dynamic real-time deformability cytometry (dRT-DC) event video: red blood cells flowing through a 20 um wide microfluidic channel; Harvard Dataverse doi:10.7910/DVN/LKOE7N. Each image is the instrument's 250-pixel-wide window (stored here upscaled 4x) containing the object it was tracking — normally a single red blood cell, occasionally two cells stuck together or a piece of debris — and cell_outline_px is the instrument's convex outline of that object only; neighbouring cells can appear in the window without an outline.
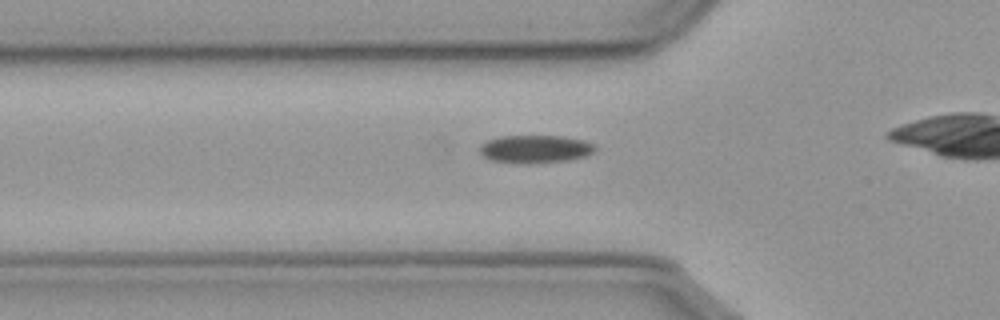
{"species": "common noctule bat (a hibernating species)", "species_latin": "Nyctalus noctula", "temperature_condition": "cold", "stored_images_in_passage": 32, "camera_frame_rate_fps": 3000, "um_per_image_px": 0.085, "animal": {"sex": "male", "body_mass_g": 23.1, "forearm_length_mm": 52.7}, "frame": {"image": 1, "passage_image": 5, "time_ms": 1.333, "image_size_px": [1000, 320], "cell_outline_px": [[596, 148], [592, 152], [584, 156], [564, 160], [492, 160], [484, 156], [480, 152], [480, 144], [488, 140], [500, 136], [564, 136], [584, 140], [592, 144]], "centroid_in_image_um": [45.5, 12.59], "position_along_channel_um": 80.3, "area_um2": 17.46}}